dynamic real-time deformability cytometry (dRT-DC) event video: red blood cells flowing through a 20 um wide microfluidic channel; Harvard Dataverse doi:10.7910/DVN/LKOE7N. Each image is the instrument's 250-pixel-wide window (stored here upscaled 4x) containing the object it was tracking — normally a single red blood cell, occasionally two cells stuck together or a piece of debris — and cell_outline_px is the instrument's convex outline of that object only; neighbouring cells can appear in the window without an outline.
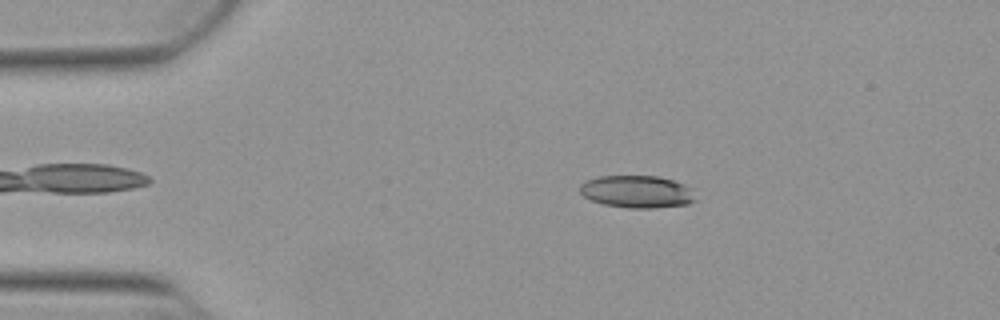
{"species": "Egyptian fruit bat (a non-hibernating species)", "species_latin": "Rousettus aegyptiacus", "temperature_condition": "warm", "stored_images_in_passage": 16, "camera_frame_rate_fps": 3000, "um_per_image_px": 0.085, "animal": {"sex": "female"}, "frame": {"image": 1, "passage_image": 6, "time_ms": 1.667, "image_size_px": [1000, 320], "cell_outline_px": [[696, 200], [688, 204], [652, 208], [628, 208], [604, 204], [592, 200], [584, 196], [580, 192], [580, 184], [584, 180], [600, 176], [660, 176], [684, 184], [688, 188]], "centroid_in_image_um": [54.1, 16.29], "position_along_channel_um": 30.9, "area_um2": 21.68}}
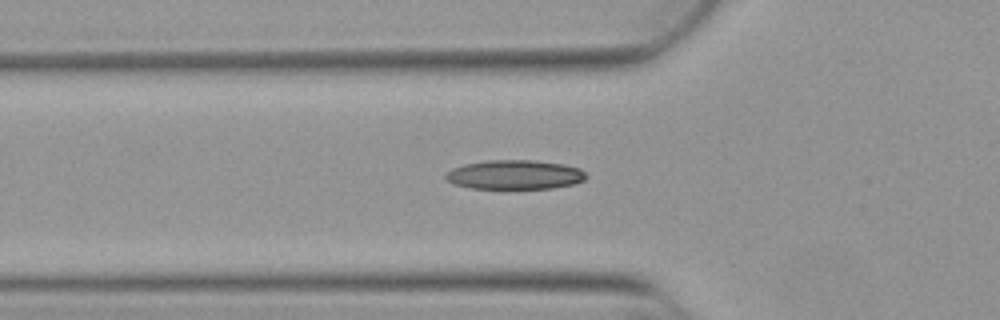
{"frame": {"image": 2, "passage_image": 14, "time_ms": 4.333, "image_size_px": [1000, 320], "cell_outline_px": [[588, 176], [584, 180], [576, 184], [552, 188], [472, 188], [456, 184], [448, 180], [444, 176], [452, 168], [464, 164], [488, 160], [536, 160], [564, 164], [580, 168]], "centroid_in_image_um": [43.81, 14.84], "position_along_channel_um": 82.0, "area_um2": 23.93}}